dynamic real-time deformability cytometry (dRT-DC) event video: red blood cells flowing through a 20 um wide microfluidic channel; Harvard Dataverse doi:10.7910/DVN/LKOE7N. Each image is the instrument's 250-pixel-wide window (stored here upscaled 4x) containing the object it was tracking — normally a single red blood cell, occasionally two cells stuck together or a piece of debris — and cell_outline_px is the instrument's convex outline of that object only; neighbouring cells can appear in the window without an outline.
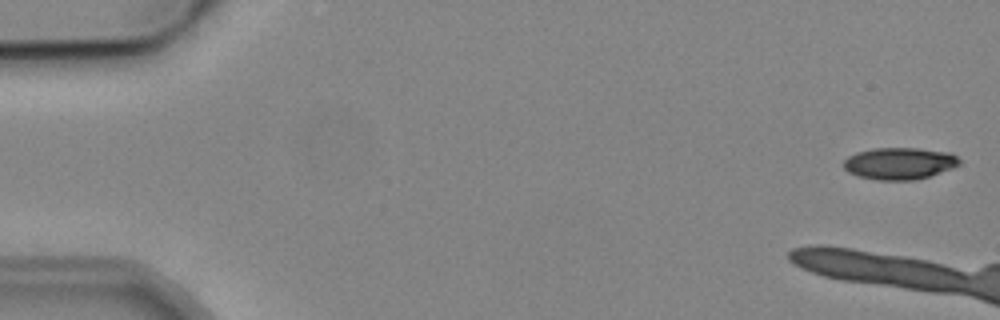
{"species": "common noctule bat (a hibernating species)", "species_latin": "Nyctalus noctula", "temperature_condition": "cold", "stored_images_in_passage": 7, "camera_frame_rate_fps": 3000, "um_per_image_px": 0.085, "animal": {"sex": "male", "body_mass_g": 19.2, "forearm_length_mm": 51.8}, "frame": {"image": 1, "passage_image": 1, "time_ms": 0.0, "image_size_px": [1000, 320], "cell_outline_px": [[960, 164], [952, 168], [916, 180], [880, 180], [860, 176], [848, 172], [844, 168], [844, 160], [848, 156], [856, 152], [872, 148], [916, 148], [952, 152], [960, 160]], "centroid_in_image_um": [76.46, 13.88], "position_along_channel_um": 8.5, "area_um2": 21.5}}